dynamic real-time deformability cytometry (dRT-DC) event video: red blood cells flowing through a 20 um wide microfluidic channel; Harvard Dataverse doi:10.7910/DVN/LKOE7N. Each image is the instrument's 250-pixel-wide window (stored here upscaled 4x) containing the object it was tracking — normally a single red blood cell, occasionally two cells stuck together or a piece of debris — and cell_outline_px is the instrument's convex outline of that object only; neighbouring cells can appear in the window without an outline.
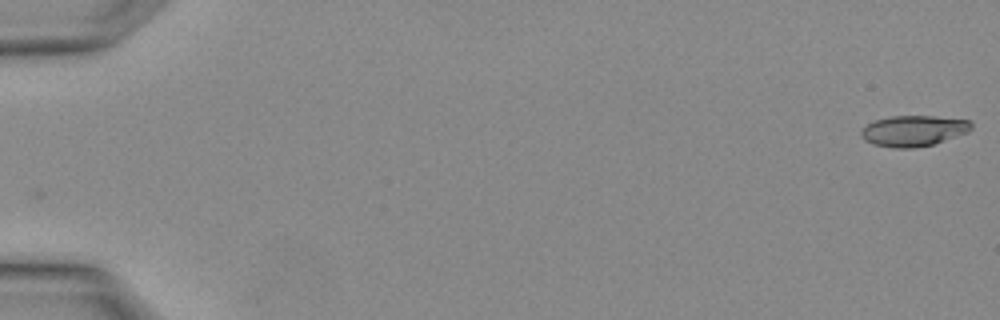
{"species": "Egyptian fruit bat (a non-hibernating species)", "species_latin": "Rousettus aegyptiacus", "temperature_condition": "warm", "stored_images_in_passage": 3, "camera_frame_rate_fps": 3000, "um_per_image_px": 0.085, "animal": {"sex": "female"}, "frame": {"image": 1, "passage_image": 1, "time_ms": 0.0, "image_size_px": [1000, 320], "cell_outline_px": [[972, 128], [968, 132], [932, 144], [912, 148], [892, 148], [876, 144], [864, 140], [860, 136], [860, 132], [868, 124], [876, 120], [892, 116], [932, 116], [972, 120]], "centroid_in_image_um": [77.66, 11.11], "position_along_channel_um": 7.3, "area_um2": 19.59}}